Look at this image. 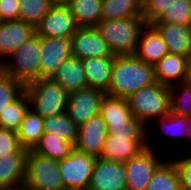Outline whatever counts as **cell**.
<instances>
[{
	"label": "cell",
	"instance_id": "6da1fadb",
	"mask_svg": "<svg viewBox=\"0 0 191 190\" xmlns=\"http://www.w3.org/2000/svg\"><path fill=\"white\" fill-rule=\"evenodd\" d=\"M156 82L154 66L135 55H115L110 86L106 94L127 98Z\"/></svg>",
	"mask_w": 191,
	"mask_h": 190
},
{
	"label": "cell",
	"instance_id": "7a4b0ae2",
	"mask_svg": "<svg viewBox=\"0 0 191 190\" xmlns=\"http://www.w3.org/2000/svg\"><path fill=\"white\" fill-rule=\"evenodd\" d=\"M41 52V37L35 33L5 59L0 70L25 88L40 79Z\"/></svg>",
	"mask_w": 191,
	"mask_h": 190
},
{
	"label": "cell",
	"instance_id": "3957f363",
	"mask_svg": "<svg viewBox=\"0 0 191 190\" xmlns=\"http://www.w3.org/2000/svg\"><path fill=\"white\" fill-rule=\"evenodd\" d=\"M147 22L142 16L100 21L96 29L108 43L113 55H134Z\"/></svg>",
	"mask_w": 191,
	"mask_h": 190
},
{
	"label": "cell",
	"instance_id": "277c9868",
	"mask_svg": "<svg viewBox=\"0 0 191 190\" xmlns=\"http://www.w3.org/2000/svg\"><path fill=\"white\" fill-rule=\"evenodd\" d=\"M132 115L146 127L170 113V88L156 81L127 97Z\"/></svg>",
	"mask_w": 191,
	"mask_h": 190
},
{
	"label": "cell",
	"instance_id": "5b68a950",
	"mask_svg": "<svg viewBox=\"0 0 191 190\" xmlns=\"http://www.w3.org/2000/svg\"><path fill=\"white\" fill-rule=\"evenodd\" d=\"M30 108L42 118L66 112L69 93L51 78H40L24 88Z\"/></svg>",
	"mask_w": 191,
	"mask_h": 190
},
{
	"label": "cell",
	"instance_id": "8992f818",
	"mask_svg": "<svg viewBox=\"0 0 191 190\" xmlns=\"http://www.w3.org/2000/svg\"><path fill=\"white\" fill-rule=\"evenodd\" d=\"M23 187L28 190H62L59 161L27 151Z\"/></svg>",
	"mask_w": 191,
	"mask_h": 190
},
{
	"label": "cell",
	"instance_id": "52a82bcc",
	"mask_svg": "<svg viewBox=\"0 0 191 190\" xmlns=\"http://www.w3.org/2000/svg\"><path fill=\"white\" fill-rule=\"evenodd\" d=\"M96 157L80 152L75 148L62 160H59L64 188L67 190H87Z\"/></svg>",
	"mask_w": 191,
	"mask_h": 190
},
{
	"label": "cell",
	"instance_id": "ba28073f",
	"mask_svg": "<svg viewBox=\"0 0 191 190\" xmlns=\"http://www.w3.org/2000/svg\"><path fill=\"white\" fill-rule=\"evenodd\" d=\"M161 153L157 149L146 147L137 156L124 162L127 190H146L155 169L167 157Z\"/></svg>",
	"mask_w": 191,
	"mask_h": 190
},
{
	"label": "cell",
	"instance_id": "9c48e42d",
	"mask_svg": "<svg viewBox=\"0 0 191 190\" xmlns=\"http://www.w3.org/2000/svg\"><path fill=\"white\" fill-rule=\"evenodd\" d=\"M87 190H127L124 162L96 158Z\"/></svg>",
	"mask_w": 191,
	"mask_h": 190
},
{
	"label": "cell",
	"instance_id": "30bf717a",
	"mask_svg": "<svg viewBox=\"0 0 191 190\" xmlns=\"http://www.w3.org/2000/svg\"><path fill=\"white\" fill-rule=\"evenodd\" d=\"M78 28L69 7L54 4L35 30L40 37L70 39Z\"/></svg>",
	"mask_w": 191,
	"mask_h": 190
},
{
	"label": "cell",
	"instance_id": "8fae6325",
	"mask_svg": "<svg viewBox=\"0 0 191 190\" xmlns=\"http://www.w3.org/2000/svg\"><path fill=\"white\" fill-rule=\"evenodd\" d=\"M105 94L101 90L91 87L69 93L66 105L67 115L78 127L81 126L91 116L99 113Z\"/></svg>",
	"mask_w": 191,
	"mask_h": 190
},
{
	"label": "cell",
	"instance_id": "7c38bea8",
	"mask_svg": "<svg viewBox=\"0 0 191 190\" xmlns=\"http://www.w3.org/2000/svg\"><path fill=\"white\" fill-rule=\"evenodd\" d=\"M70 41L72 56L81 60L91 57H114L108 43L96 27L78 28Z\"/></svg>",
	"mask_w": 191,
	"mask_h": 190
},
{
	"label": "cell",
	"instance_id": "4fadbf2b",
	"mask_svg": "<svg viewBox=\"0 0 191 190\" xmlns=\"http://www.w3.org/2000/svg\"><path fill=\"white\" fill-rule=\"evenodd\" d=\"M40 78H52L59 67L72 56L67 38L41 37Z\"/></svg>",
	"mask_w": 191,
	"mask_h": 190
},
{
	"label": "cell",
	"instance_id": "5bb4252c",
	"mask_svg": "<svg viewBox=\"0 0 191 190\" xmlns=\"http://www.w3.org/2000/svg\"><path fill=\"white\" fill-rule=\"evenodd\" d=\"M107 136L106 122L98 113L91 116L84 124L79 126L78 137L74 148L98 158L103 150Z\"/></svg>",
	"mask_w": 191,
	"mask_h": 190
},
{
	"label": "cell",
	"instance_id": "9a60e30c",
	"mask_svg": "<svg viewBox=\"0 0 191 190\" xmlns=\"http://www.w3.org/2000/svg\"><path fill=\"white\" fill-rule=\"evenodd\" d=\"M152 128H154V129H152ZM156 128L160 129V132H159V130L156 132L155 131ZM186 130H187V116H185V115H178V114H174V113L170 112L167 115H164L162 118H156L149 125H147V147L154 148V149L160 148L157 150H159L160 152H164V154H165L166 151L164 150V148H166L167 150H170V149H168L166 146L157 147V145H159V144L157 143L158 139H157V141H155L156 140L155 136L158 134V132L159 133L162 132L160 134V136L158 135V137H162L165 134L166 137H169V138H167L169 141H171V139L174 138V140H178V141H175V143L176 142L179 143V142H181V141H179V139H181V138L183 139L182 142H184V140H186ZM177 138H179V139H177ZM161 149L163 151H161Z\"/></svg>",
	"mask_w": 191,
	"mask_h": 190
},
{
	"label": "cell",
	"instance_id": "2e32d148",
	"mask_svg": "<svg viewBox=\"0 0 191 190\" xmlns=\"http://www.w3.org/2000/svg\"><path fill=\"white\" fill-rule=\"evenodd\" d=\"M35 33L33 25L19 19L3 21L0 24V68L5 59Z\"/></svg>",
	"mask_w": 191,
	"mask_h": 190
},
{
	"label": "cell",
	"instance_id": "e0dca14e",
	"mask_svg": "<svg viewBox=\"0 0 191 190\" xmlns=\"http://www.w3.org/2000/svg\"><path fill=\"white\" fill-rule=\"evenodd\" d=\"M147 147V138L107 136L100 158L127 162Z\"/></svg>",
	"mask_w": 191,
	"mask_h": 190
},
{
	"label": "cell",
	"instance_id": "ac0fdd59",
	"mask_svg": "<svg viewBox=\"0 0 191 190\" xmlns=\"http://www.w3.org/2000/svg\"><path fill=\"white\" fill-rule=\"evenodd\" d=\"M155 78L161 84L171 86L190 80L186 68V56L167 53L155 65Z\"/></svg>",
	"mask_w": 191,
	"mask_h": 190
},
{
	"label": "cell",
	"instance_id": "d6986e66",
	"mask_svg": "<svg viewBox=\"0 0 191 190\" xmlns=\"http://www.w3.org/2000/svg\"><path fill=\"white\" fill-rule=\"evenodd\" d=\"M167 53V45L159 32L151 24H147L141 32L134 55L154 66Z\"/></svg>",
	"mask_w": 191,
	"mask_h": 190
},
{
	"label": "cell",
	"instance_id": "ffe728a7",
	"mask_svg": "<svg viewBox=\"0 0 191 190\" xmlns=\"http://www.w3.org/2000/svg\"><path fill=\"white\" fill-rule=\"evenodd\" d=\"M151 25L161 35L169 53L186 56L191 47L190 26L170 23H152Z\"/></svg>",
	"mask_w": 191,
	"mask_h": 190
},
{
	"label": "cell",
	"instance_id": "44dd1931",
	"mask_svg": "<svg viewBox=\"0 0 191 190\" xmlns=\"http://www.w3.org/2000/svg\"><path fill=\"white\" fill-rule=\"evenodd\" d=\"M27 153H13L0 158V190L23 186Z\"/></svg>",
	"mask_w": 191,
	"mask_h": 190
},
{
	"label": "cell",
	"instance_id": "7402d4cb",
	"mask_svg": "<svg viewBox=\"0 0 191 190\" xmlns=\"http://www.w3.org/2000/svg\"><path fill=\"white\" fill-rule=\"evenodd\" d=\"M114 57H91L82 60L88 87L108 92Z\"/></svg>",
	"mask_w": 191,
	"mask_h": 190
},
{
	"label": "cell",
	"instance_id": "603a6c76",
	"mask_svg": "<svg viewBox=\"0 0 191 190\" xmlns=\"http://www.w3.org/2000/svg\"><path fill=\"white\" fill-rule=\"evenodd\" d=\"M51 79L59 83L68 93L88 87L82 60L73 56L59 67Z\"/></svg>",
	"mask_w": 191,
	"mask_h": 190
},
{
	"label": "cell",
	"instance_id": "cb8c5ba5",
	"mask_svg": "<svg viewBox=\"0 0 191 190\" xmlns=\"http://www.w3.org/2000/svg\"><path fill=\"white\" fill-rule=\"evenodd\" d=\"M43 134V118L29 108L17 131L20 146L27 151L34 150Z\"/></svg>",
	"mask_w": 191,
	"mask_h": 190
},
{
	"label": "cell",
	"instance_id": "d4e9b609",
	"mask_svg": "<svg viewBox=\"0 0 191 190\" xmlns=\"http://www.w3.org/2000/svg\"><path fill=\"white\" fill-rule=\"evenodd\" d=\"M67 6L79 28L96 27L100 22L102 0H73Z\"/></svg>",
	"mask_w": 191,
	"mask_h": 190
},
{
	"label": "cell",
	"instance_id": "484cf974",
	"mask_svg": "<svg viewBox=\"0 0 191 190\" xmlns=\"http://www.w3.org/2000/svg\"><path fill=\"white\" fill-rule=\"evenodd\" d=\"M142 0H102L100 21L142 16Z\"/></svg>",
	"mask_w": 191,
	"mask_h": 190
},
{
	"label": "cell",
	"instance_id": "4316f807",
	"mask_svg": "<svg viewBox=\"0 0 191 190\" xmlns=\"http://www.w3.org/2000/svg\"><path fill=\"white\" fill-rule=\"evenodd\" d=\"M99 114L106 124L124 123L133 116L127 98L108 94L102 99Z\"/></svg>",
	"mask_w": 191,
	"mask_h": 190
},
{
	"label": "cell",
	"instance_id": "83f0119b",
	"mask_svg": "<svg viewBox=\"0 0 191 190\" xmlns=\"http://www.w3.org/2000/svg\"><path fill=\"white\" fill-rule=\"evenodd\" d=\"M30 108L29 98L24 90L0 113V128L17 132L25 113Z\"/></svg>",
	"mask_w": 191,
	"mask_h": 190
},
{
	"label": "cell",
	"instance_id": "f1b7e54d",
	"mask_svg": "<svg viewBox=\"0 0 191 190\" xmlns=\"http://www.w3.org/2000/svg\"><path fill=\"white\" fill-rule=\"evenodd\" d=\"M146 190H181L175 164L170 156L155 169Z\"/></svg>",
	"mask_w": 191,
	"mask_h": 190
},
{
	"label": "cell",
	"instance_id": "f546056e",
	"mask_svg": "<svg viewBox=\"0 0 191 190\" xmlns=\"http://www.w3.org/2000/svg\"><path fill=\"white\" fill-rule=\"evenodd\" d=\"M43 131L58 135L61 139L75 145L79 127L66 112L43 118Z\"/></svg>",
	"mask_w": 191,
	"mask_h": 190
},
{
	"label": "cell",
	"instance_id": "4dcf8cb0",
	"mask_svg": "<svg viewBox=\"0 0 191 190\" xmlns=\"http://www.w3.org/2000/svg\"><path fill=\"white\" fill-rule=\"evenodd\" d=\"M73 149L72 143L61 139L58 135L44 133L33 151L59 161L67 157Z\"/></svg>",
	"mask_w": 191,
	"mask_h": 190
},
{
	"label": "cell",
	"instance_id": "1f68e13d",
	"mask_svg": "<svg viewBox=\"0 0 191 190\" xmlns=\"http://www.w3.org/2000/svg\"><path fill=\"white\" fill-rule=\"evenodd\" d=\"M18 19L36 27L54 5L52 0H18Z\"/></svg>",
	"mask_w": 191,
	"mask_h": 190
},
{
	"label": "cell",
	"instance_id": "d6a6232c",
	"mask_svg": "<svg viewBox=\"0 0 191 190\" xmlns=\"http://www.w3.org/2000/svg\"><path fill=\"white\" fill-rule=\"evenodd\" d=\"M170 112L178 115H191V79L169 86Z\"/></svg>",
	"mask_w": 191,
	"mask_h": 190
},
{
	"label": "cell",
	"instance_id": "836d02e7",
	"mask_svg": "<svg viewBox=\"0 0 191 190\" xmlns=\"http://www.w3.org/2000/svg\"><path fill=\"white\" fill-rule=\"evenodd\" d=\"M106 125L108 136L147 138V127L134 116L124 123Z\"/></svg>",
	"mask_w": 191,
	"mask_h": 190
},
{
	"label": "cell",
	"instance_id": "e575fe53",
	"mask_svg": "<svg viewBox=\"0 0 191 190\" xmlns=\"http://www.w3.org/2000/svg\"><path fill=\"white\" fill-rule=\"evenodd\" d=\"M190 8V0H175L174 3L160 16V18L153 23H170L189 26Z\"/></svg>",
	"mask_w": 191,
	"mask_h": 190
},
{
	"label": "cell",
	"instance_id": "d590c367",
	"mask_svg": "<svg viewBox=\"0 0 191 190\" xmlns=\"http://www.w3.org/2000/svg\"><path fill=\"white\" fill-rule=\"evenodd\" d=\"M173 152L170 155L167 154V156H171L170 158L175 164L181 190H191V151L184 150L182 155L180 149ZM177 152H180L179 156H174Z\"/></svg>",
	"mask_w": 191,
	"mask_h": 190
},
{
	"label": "cell",
	"instance_id": "8d00e7d4",
	"mask_svg": "<svg viewBox=\"0 0 191 190\" xmlns=\"http://www.w3.org/2000/svg\"><path fill=\"white\" fill-rule=\"evenodd\" d=\"M23 91L24 87L20 83L0 70V113Z\"/></svg>",
	"mask_w": 191,
	"mask_h": 190
},
{
	"label": "cell",
	"instance_id": "74e56055",
	"mask_svg": "<svg viewBox=\"0 0 191 190\" xmlns=\"http://www.w3.org/2000/svg\"><path fill=\"white\" fill-rule=\"evenodd\" d=\"M175 0H142L141 15L147 24L157 21Z\"/></svg>",
	"mask_w": 191,
	"mask_h": 190
},
{
	"label": "cell",
	"instance_id": "f35d334b",
	"mask_svg": "<svg viewBox=\"0 0 191 190\" xmlns=\"http://www.w3.org/2000/svg\"><path fill=\"white\" fill-rule=\"evenodd\" d=\"M13 153H27L19 144L17 132L0 128V158Z\"/></svg>",
	"mask_w": 191,
	"mask_h": 190
},
{
	"label": "cell",
	"instance_id": "ab89813d",
	"mask_svg": "<svg viewBox=\"0 0 191 190\" xmlns=\"http://www.w3.org/2000/svg\"><path fill=\"white\" fill-rule=\"evenodd\" d=\"M0 17L2 21L18 20L19 1L0 0Z\"/></svg>",
	"mask_w": 191,
	"mask_h": 190
},
{
	"label": "cell",
	"instance_id": "60d3db41",
	"mask_svg": "<svg viewBox=\"0 0 191 190\" xmlns=\"http://www.w3.org/2000/svg\"><path fill=\"white\" fill-rule=\"evenodd\" d=\"M188 141V143L191 141V115H187V130H186V141ZM191 145V142H190ZM191 147V146H189ZM191 151V149H190Z\"/></svg>",
	"mask_w": 191,
	"mask_h": 190
},
{
	"label": "cell",
	"instance_id": "b9f144b4",
	"mask_svg": "<svg viewBox=\"0 0 191 190\" xmlns=\"http://www.w3.org/2000/svg\"><path fill=\"white\" fill-rule=\"evenodd\" d=\"M186 68L188 75L191 79V47L188 50V53L186 54Z\"/></svg>",
	"mask_w": 191,
	"mask_h": 190
},
{
	"label": "cell",
	"instance_id": "7bdbcfd3",
	"mask_svg": "<svg viewBox=\"0 0 191 190\" xmlns=\"http://www.w3.org/2000/svg\"><path fill=\"white\" fill-rule=\"evenodd\" d=\"M56 5H68L73 0H52Z\"/></svg>",
	"mask_w": 191,
	"mask_h": 190
},
{
	"label": "cell",
	"instance_id": "ee69618b",
	"mask_svg": "<svg viewBox=\"0 0 191 190\" xmlns=\"http://www.w3.org/2000/svg\"><path fill=\"white\" fill-rule=\"evenodd\" d=\"M11 190H28V189L22 186V187H19V188H16V189H11Z\"/></svg>",
	"mask_w": 191,
	"mask_h": 190
},
{
	"label": "cell",
	"instance_id": "f6af8a7d",
	"mask_svg": "<svg viewBox=\"0 0 191 190\" xmlns=\"http://www.w3.org/2000/svg\"><path fill=\"white\" fill-rule=\"evenodd\" d=\"M191 2V0H190ZM191 9V8H190ZM189 26L191 27V12H190V22H189Z\"/></svg>",
	"mask_w": 191,
	"mask_h": 190
}]
</instances>
